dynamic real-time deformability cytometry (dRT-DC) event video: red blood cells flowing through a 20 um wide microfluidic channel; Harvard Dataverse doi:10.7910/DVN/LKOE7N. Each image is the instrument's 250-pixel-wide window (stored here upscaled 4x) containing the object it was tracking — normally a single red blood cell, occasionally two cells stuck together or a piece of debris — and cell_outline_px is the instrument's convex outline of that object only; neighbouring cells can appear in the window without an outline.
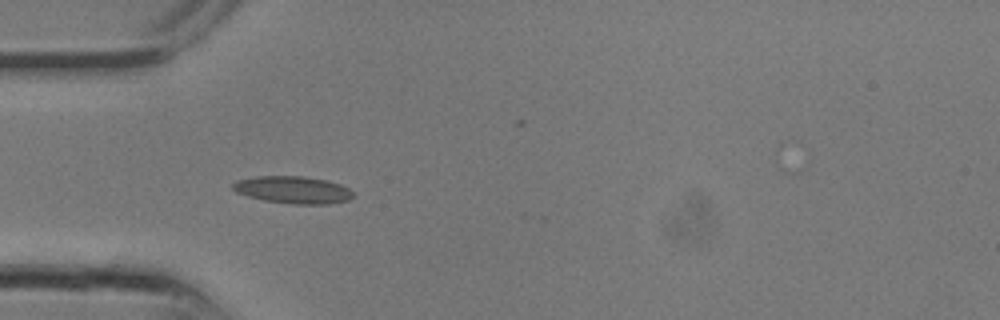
{"species": "common noctule bat (a hibernating species)", "species_latin": "Nyctalus noctula", "temperature_condition": "room temperature", "stored_images_in_passage": 3, "camera_frame_rate_fps": 3000, "um_per_image_px": 0.085, "animal": {"sex": "male", "body_mass_g": 13.3}, "frame": {"image": 1, "passage_image": 2, "time_ms": 0.333, "image_size_px": [1000, 320], "cell_outline_px": [[352, 196], [348, 200], [328, 204], [292, 204], [264, 200], [248, 196], [236, 192], [232, 188], [232, 184], [236, 180], [256, 176], [304, 176], [324, 180], [340, 184], [348, 188], [352, 192]], "centroid_in_image_um": [24.87, 16.13], "position_along_channel_um": 60.1, "area_um2": 19.02}}